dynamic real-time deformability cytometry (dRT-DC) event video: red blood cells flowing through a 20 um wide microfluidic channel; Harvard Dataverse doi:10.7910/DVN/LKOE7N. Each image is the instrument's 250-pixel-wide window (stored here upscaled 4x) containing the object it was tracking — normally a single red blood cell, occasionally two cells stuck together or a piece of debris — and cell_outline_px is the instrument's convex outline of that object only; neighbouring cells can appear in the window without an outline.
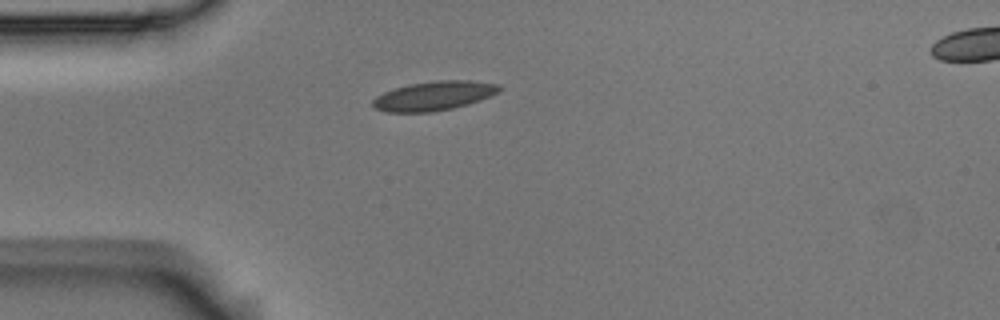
{"species": "Egyptian fruit bat (a non-hibernating species)", "species_latin": "Rousettus aegyptiacus", "temperature_condition": "room temperature", "stored_images_in_passage": 1, "camera_frame_rate_fps": 3000, "um_per_image_px": 0.085, "animal": {"sex": "male"}, "frame": {"image": 1, "passage_image": 1, "time_ms": 0.0, "image_size_px": [1000, 320], "cell_outline_px": [[504, 88], [500, 92], [480, 100], [468, 104], [452, 108], [432, 112], [388, 112], [376, 108], [372, 104], [372, 100], [376, 96], [384, 92], [396, 88], [412, 84], [440, 80], [468, 80], [500, 84]], "centroid_in_image_um": [36.94, 8.14], "position_along_channel_um": 48.1, "area_um2": 21.44}}